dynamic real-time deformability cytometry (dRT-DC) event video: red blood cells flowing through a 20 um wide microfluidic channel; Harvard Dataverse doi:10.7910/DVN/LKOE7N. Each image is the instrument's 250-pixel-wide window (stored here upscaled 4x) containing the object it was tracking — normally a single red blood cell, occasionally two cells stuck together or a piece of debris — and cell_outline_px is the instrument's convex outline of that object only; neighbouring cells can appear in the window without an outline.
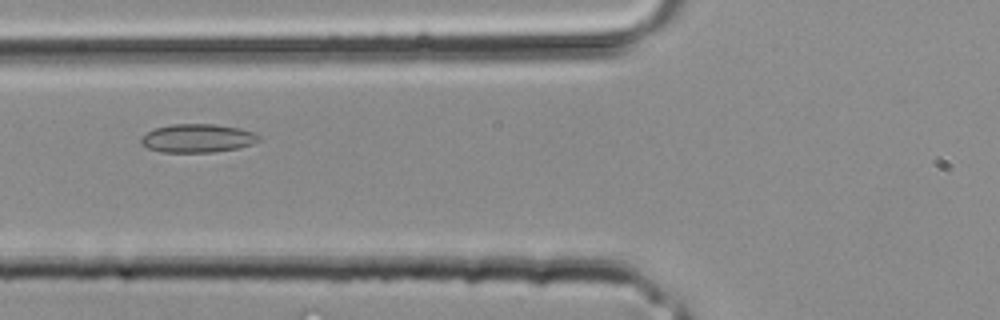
{"species": "common noctule bat (a hibernating species)", "species_latin": "Nyctalus noctula", "temperature_condition": "room temperature", "stored_images_in_passage": 28, "segment_of_instrument_passage": [1, 2], "camera_frame_rate_fps": 3000, "um_per_image_px": 0.085, "animal": {"sex": "male", "body_mass_g": 20.4}, "frame": {"image": 1, "passage_image": 7, "time_ms": 2.0, "image_size_px": [1000, 320], "cell_outline_px": [[260, 140], [252, 144], [236, 148], [212, 152], [160, 152], [148, 148], [140, 144], [140, 136], [156, 128], [172, 124], [216, 124], [240, 128], [256, 132], [260, 136]], "centroid_in_image_um": [16.79, 11.74], "position_along_channel_um": 109.0, "area_um2": 19.65}}
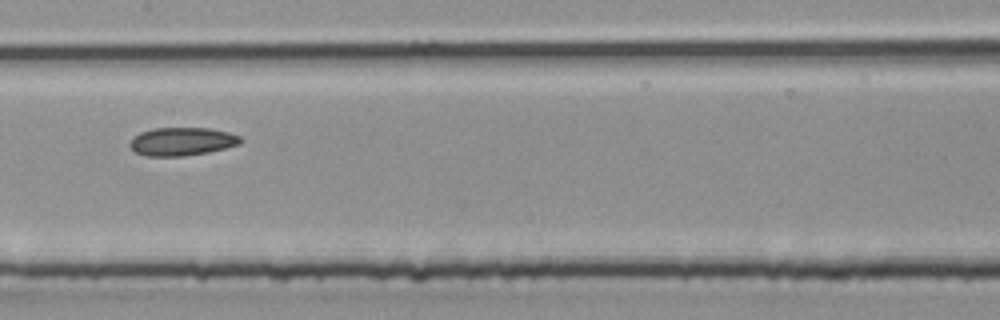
{"frame": {"image": 2, "passage_image": 11, "time_ms": 3.333, "image_size_px": [1000, 320], "cell_outline_px": [[244, 140], [240, 144], [208, 152], [184, 156], [148, 156], [136, 152], [128, 144], [140, 132], [152, 128], [208, 128], [228, 132], [240, 136]], "centroid_in_image_um": [15.49, 12.02], "position_along_channel_um": 191.9, "area_um2": 18.09}}
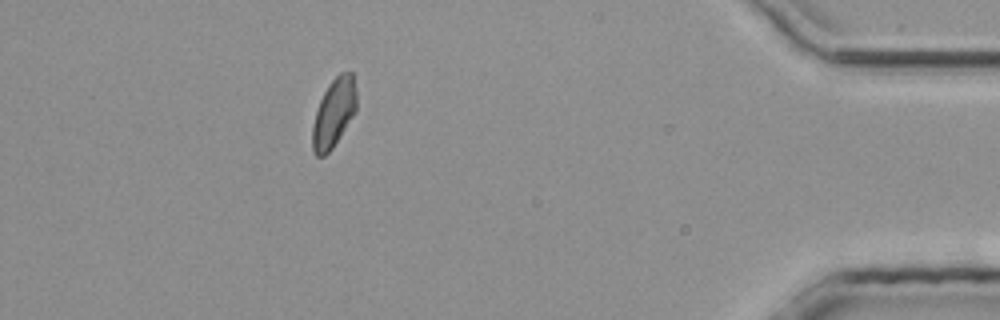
{"frame": {"image": 3, "passage_image": 24, "time_ms": 7.667, "image_size_px": [1000, 320], "cell_outline_px": [[356, 112], [332, 148], [324, 156], [316, 156], [312, 148], [312, 128], [316, 112], [320, 100], [328, 84], [340, 72], [352, 72], [356, 88]], "centroid_in_image_um": [28.38, 9.59], "position_along_channel_um": 406.8, "area_um2": 17.57}}